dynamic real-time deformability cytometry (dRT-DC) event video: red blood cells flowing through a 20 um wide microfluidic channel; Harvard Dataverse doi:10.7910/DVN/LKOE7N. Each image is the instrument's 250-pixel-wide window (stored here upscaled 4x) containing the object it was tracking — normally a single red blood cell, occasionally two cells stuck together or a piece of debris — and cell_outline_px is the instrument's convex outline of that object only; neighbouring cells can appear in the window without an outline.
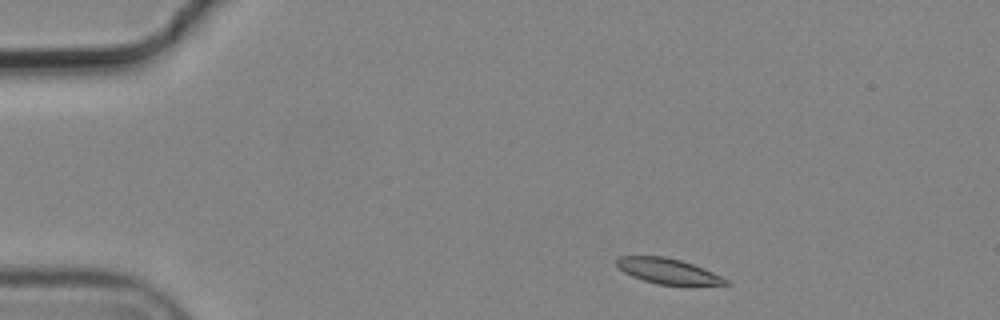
{"species": "common noctule bat (a hibernating species)", "species_latin": "Nyctalus noctula", "temperature_condition": "cold", "stored_images_in_passage": 3, "camera_frame_rate_fps": 3000, "um_per_image_px": 0.085, "animal": {"sex": "male", "body_mass_g": 19.2, "forearm_length_mm": 51.8}, "frame": {"image": 1, "passage_image": 1, "time_ms": 0.0, "image_size_px": [1000, 320], "cell_outline_px": [[732, 284], [656, 284], [632, 276], [624, 272], [616, 264], [616, 260], [620, 256], [664, 256], [680, 260], [704, 268], [728, 280]], "centroid_in_image_um": [56.74, 23.03], "position_along_channel_um": 28.3, "area_um2": 15.72}}